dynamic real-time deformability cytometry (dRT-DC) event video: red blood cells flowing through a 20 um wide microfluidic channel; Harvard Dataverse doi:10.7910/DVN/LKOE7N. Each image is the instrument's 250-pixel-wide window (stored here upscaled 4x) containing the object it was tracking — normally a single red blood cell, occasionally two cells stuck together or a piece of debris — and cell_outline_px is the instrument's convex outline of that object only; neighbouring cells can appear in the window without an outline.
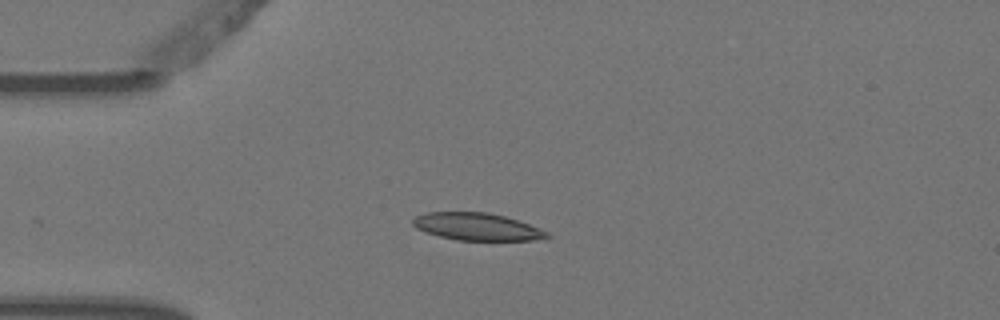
{"species": "Egyptian fruit bat (a non-hibernating species)", "species_latin": "Rousettus aegyptiacus", "temperature_condition": "warm", "stored_images_in_passage": 2, "camera_frame_rate_fps": 3000, "um_per_image_px": 0.085, "animal": {"sex": "female"}, "frame": {"image": 1, "passage_image": 1, "time_ms": 0.0, "image_size_px": [1000, 320], "cell_outline_px": [[552, 236], [548, 240], [456, 240], [440, 236], [416, 228], [412, 224], [412, 220], [416, 216], [424, 212], [488, 212], [504, 216], [540, 228], [548, 232]], "centroid_in_image_um": [40.59, 19.27], "position_along_channel_um": 44.4, "area_um2": 21.44}}
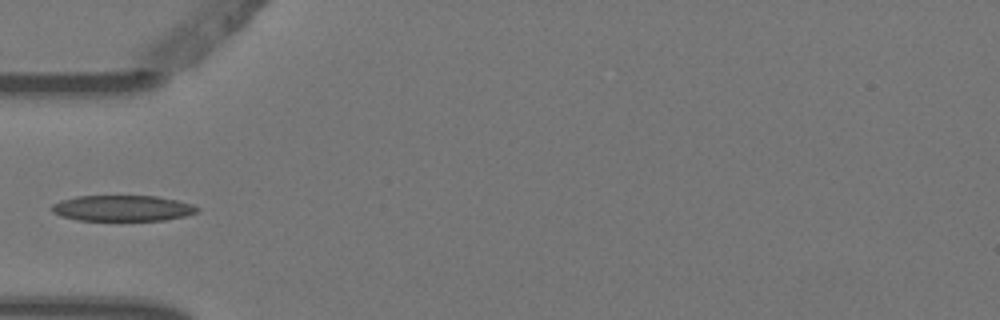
{"frame": {"image": 2, "passage_image": 2, "time_ms": 0.333, "image_size_px": [1000, 320], "cell_outline_px": [[200, 212], [184, 216], [164, 220], [76, 220], [60, 216], [52, 212], [52, 204], [60, 200], [76, 196], [156, 196], [176, 200], [192, 204], [200, 208]], "centroid_in_image_um": [10.41, 17.7], "position_along_channel_um": 74.6, "area_um2": 21.96}}